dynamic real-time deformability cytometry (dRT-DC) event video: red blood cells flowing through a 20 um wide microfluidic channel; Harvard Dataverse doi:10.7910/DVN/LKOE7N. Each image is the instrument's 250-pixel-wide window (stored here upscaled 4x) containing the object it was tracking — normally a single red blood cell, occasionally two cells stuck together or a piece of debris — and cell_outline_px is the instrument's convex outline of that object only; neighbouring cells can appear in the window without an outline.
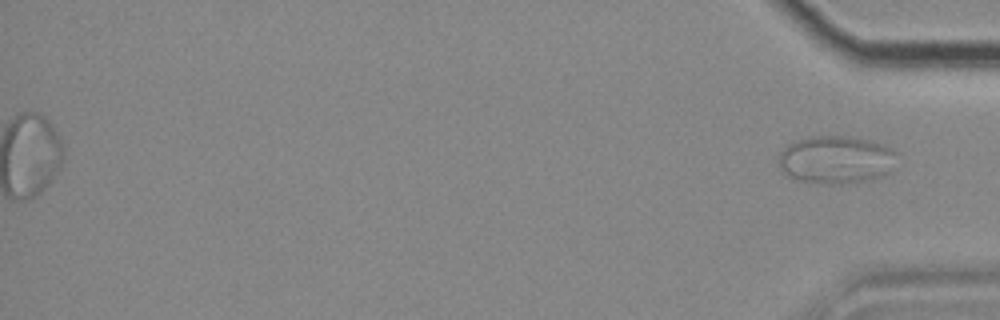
{"species": "common noctule bat (a hibernating species)", "species_latin": "Nyctalus noctula", "temperature_condition": "cold", "stored_images_in_passage": 39, "camera_frame_rate_fps": 3000, "um_per_image_px": 0.085, "animal": {"sex": "female", "body_mass_g": 18.4}, "frame": {"image": 1, "passage_image": 39, "time_ms": 12.667, "image_size_px": [1000, 320], "cell_outline_px": [[896, 152], [888, 172], [880, 176], [868, 180], [840, 184], [824, 184], [792, 180], [780, 168], [780, 152], [788, 144], [812, 136], [848, 136], [872, 140], [884, 144]], "centroid_in_image_um": [71.02, 13.58], "position_along_channel_um": 364.2, "area_um2": 32.83}}